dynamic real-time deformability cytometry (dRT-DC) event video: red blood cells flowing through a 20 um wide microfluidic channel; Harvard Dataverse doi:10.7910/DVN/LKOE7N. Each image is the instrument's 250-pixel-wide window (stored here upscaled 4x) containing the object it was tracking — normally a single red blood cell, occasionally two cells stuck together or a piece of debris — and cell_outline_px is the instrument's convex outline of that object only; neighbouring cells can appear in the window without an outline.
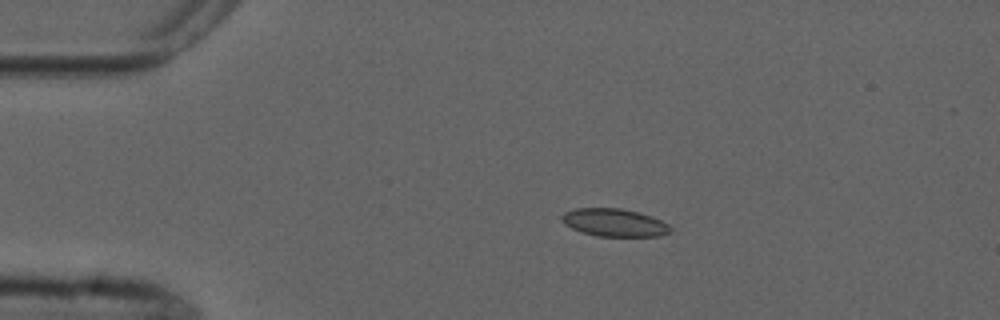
{"species": "common noctule bat (a hibernating species)", "species_latin": "Nyctalus noctula", "temperature_condition": "cold", "stored_images_in_passage": 5, "camera_frame_rate_fps": 3000, "um_per_image_px": 0.085, "animal": {"sex": "male", "forearm_length_mm": 52.5}, "frame": {"image": 1, "passage_image": 3, "time_ms": 3.333, "image_size_px": [1000, 320], "cell_outline_px": [[672, 232], [660, 236], [596, 236], [580, 232], [564, 224], [560, 220], [560, 216], [564, 212], [576, 208], [620, 208], [640, 212], [652, 216], [668, 224], [672, 228]], "centroid_in_image_um": [52.21, 18.92], "position_along_channel_um": 32.8, "area_um2": 17.86}}
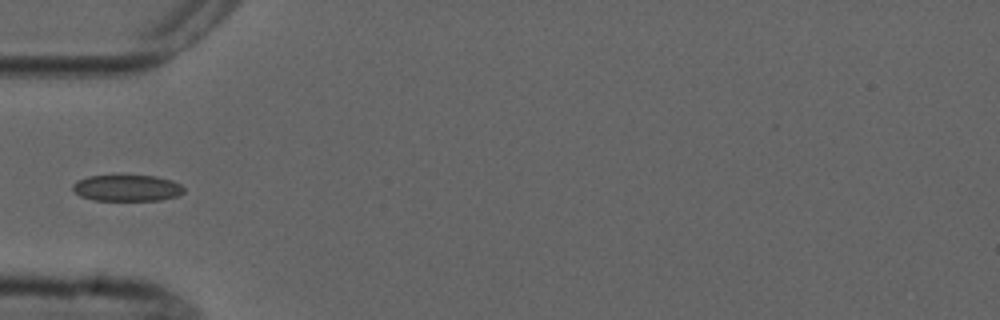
{"frame": {"image": 2, "passage_image": 5, "time_ms": 5.667, "image_size_px": [1000, 320], "cell_outline_px": [[184, 192], [180, 196], [160, 200], [92, 200], [80, 196], [72, 188], [72, 184], [76, 180], [88, 176], [156, 176], [172, 180], [180, 184], [184, 188]], "centroid_in_image_um": [10.81, 15.98], "position_along_channel_um": 74.2, "area_um2": 17.11}}